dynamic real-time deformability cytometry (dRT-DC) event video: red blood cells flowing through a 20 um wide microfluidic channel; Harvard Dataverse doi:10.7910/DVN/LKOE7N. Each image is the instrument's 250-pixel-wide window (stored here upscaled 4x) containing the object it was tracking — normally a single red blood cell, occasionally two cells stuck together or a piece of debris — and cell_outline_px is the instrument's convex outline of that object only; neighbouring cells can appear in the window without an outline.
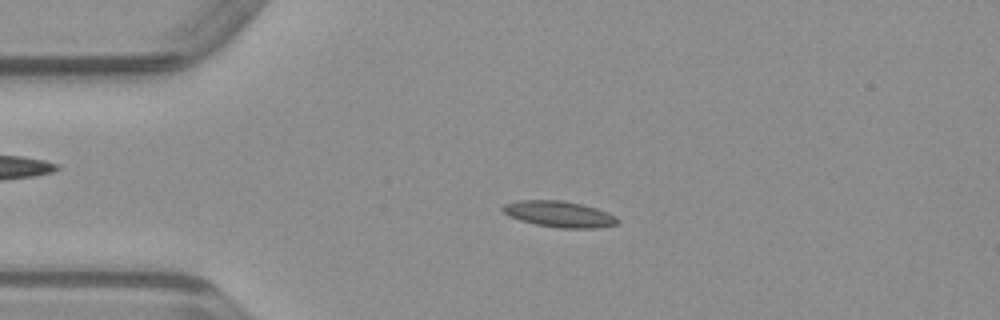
{"species": "common noctule bat (a hibernating species)", "species_latin": "Nyctalus noctula", "temperature_condition": "warm", "stored_images_in_passage": 49, "camera_frame_rate_fps": 3000, "um_per_image_px": 0.085, "animal": {"sex": "male", "body_mass_g": 23.1, "forearm_length_mm": 52.7}, "frame": {"image": 1, "passage_image": 11, "time_ms": 3.333, "image_size_px": [1000, 320], "cell_outline_px": [[620, 220], [616, 224], [596, 228], [560, 228], [536, 224], [520, 220], [504, 212], [500, 208], [504, 204], [520, 200], [564, 200], [596, 208], [608, 212], [616, 216]], "centroid_in_image_um": [47.56, 18.19], "position_along_channel_um": 37.4, "area_um2": 17.34}}
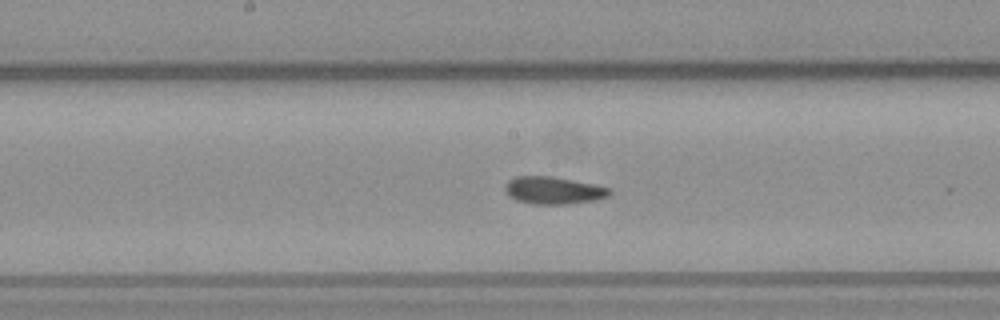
{"frame": {"image": 2, "passage_image": 25, "time_ms": 8.0, "image_size_px": [1000, 320], "cell_outline_px": [[612, 192], [608, 196], [592, 200], [568, 204], [536, 204], [516, 200], [504, 188], [508, 180], [516, 176], [552, 176], [592, 184], [608, 188]], "centroid_in_image_um": [47.03, 16.17], "position_along_channel_um": 201.2, "area_um2": 16.3}}
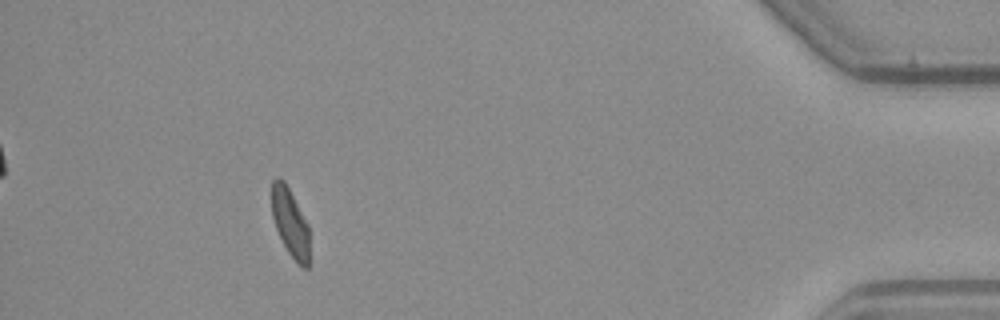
{"frame": {"image": 3, "passage_image": 45, "time_ms": 14.667, "image_size_px": [1000, 320], "cell_outline_px": [[308, 268], [304, 268], [288, 252], [276, 228], [272, 216], [272, 180], [276, 176], [280, 176], [284, 180], [308, 224]], "centroid_in_image_um": [24.64, 18.85], "position_along_channel_um": 410.6, "area_um2": 14.62}}